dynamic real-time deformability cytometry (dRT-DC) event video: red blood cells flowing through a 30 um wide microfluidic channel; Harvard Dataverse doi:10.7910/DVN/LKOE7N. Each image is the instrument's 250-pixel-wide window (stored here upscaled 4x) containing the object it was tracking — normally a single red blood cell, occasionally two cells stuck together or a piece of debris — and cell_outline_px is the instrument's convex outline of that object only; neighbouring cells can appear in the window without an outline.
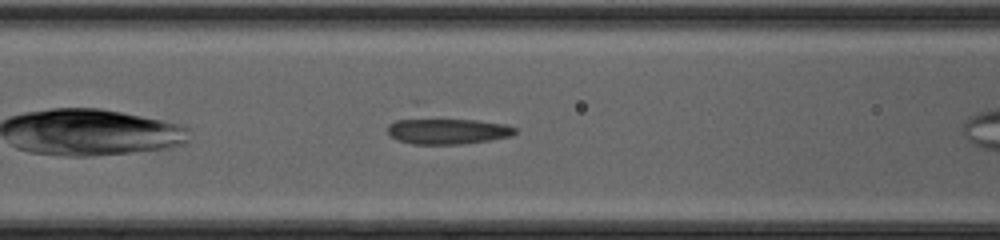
{"species": "common noctule bat (a hibernating species)", "species_latin": "Nyctalus noctula", "temperature_condition": "cold", "stored_images_in_passage": 8, "camera_frame_rate_fps": 3000, "um_per_image_px": 0.085, "animal": {"sex": "female", "body_mass_g": 20.0, "forearm_length_mm": 54.0}, "frame": {"image": 1, "passage_image": 5, "time_ms": 1.333, "image_size_px": [1000, 240], "cell_outline_px": [[516, 132], [512, 136], [488, 140], [460, 144], [412, 144], [396, 140], [388, 132], [388, 124], [396, 120], [412, 116], [424, 116], [476, 120], [504, 124], [516, 128]], "centroid_in_image_um": [37.95, 11.1], "position_along_channel_um": 128.7, "area_um2": 20.06}}